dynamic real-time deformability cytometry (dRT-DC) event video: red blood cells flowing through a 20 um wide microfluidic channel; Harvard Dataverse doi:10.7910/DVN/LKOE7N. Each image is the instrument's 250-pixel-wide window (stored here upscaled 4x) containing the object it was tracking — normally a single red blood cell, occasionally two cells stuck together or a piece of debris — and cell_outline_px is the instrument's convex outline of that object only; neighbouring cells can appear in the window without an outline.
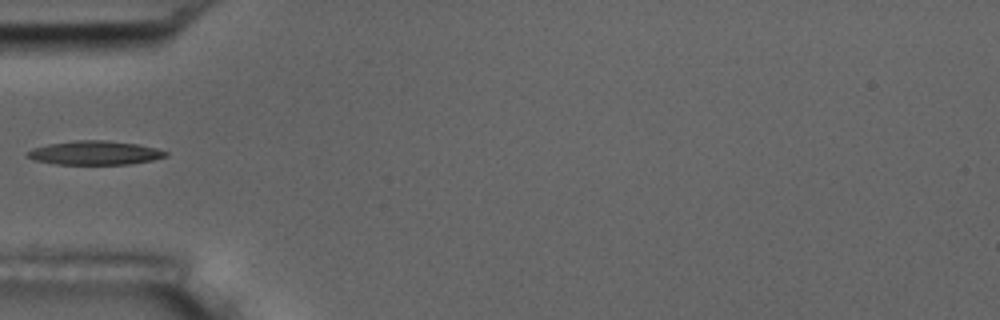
{"species": "common noctule bat (a hibernating species)", "species_latin": "Nyctalus noctula", "temperature_condition": "room temperature", "stored_images_in_passage": 6, "camera_frame_rate_fps": 3000, "um_per_image_px": 0.085, "animal": {"sex": "male", "body_mass_g": 17.5, "forearm_length_mm": 52.3}, "frame": {"image": 1, "passage_image": 5, "time_ms": 5.667, "image_size_px": [1000, 320], "cell_outline_px": [[168, 156], [152, 160], [128, 164], [56, 164], [36, 160], [24, 156], [24, 152], [32, 148], [48, 144], [76, 140], [104, 140], [136, 144], [156, 148], [168, 152]], "centroid_in_image_um": [8.02, 12.99], "position_along_channel_um": 77.0, "area_um2": 19.25}}